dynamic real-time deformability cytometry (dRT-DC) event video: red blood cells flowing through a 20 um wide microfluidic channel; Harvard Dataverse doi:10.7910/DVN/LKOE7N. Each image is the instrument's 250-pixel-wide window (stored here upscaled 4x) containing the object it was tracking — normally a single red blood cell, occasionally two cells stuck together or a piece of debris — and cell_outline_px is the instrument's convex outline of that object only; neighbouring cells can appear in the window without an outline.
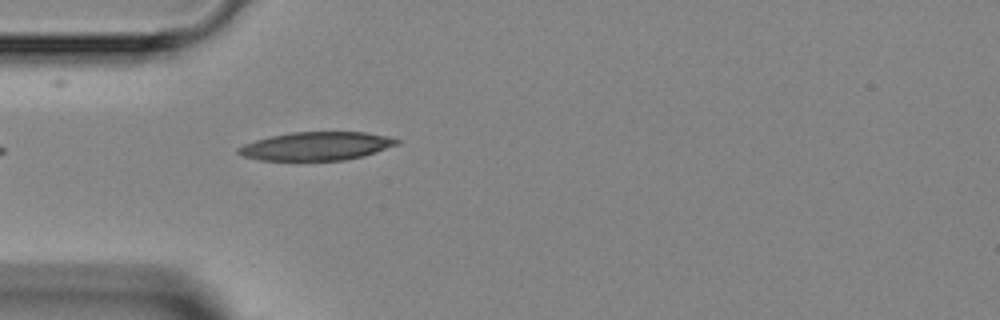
{"species": "Egyptian fruit bat (a non-hibernating species)", "species_latin": "Rousettus aegyptiacus", "temperature_condition": "room temperature", "stored_images_in_passage": 1, "camera_frame_rate_fps": 3000, "um_per_image_px": 0.085, "animal": {"sex": "female"}, "frame": {"image": 1, "passage_image": 1, "time_ms": 0.0, "image_size_px": [1000, 320], "cell_outline_px": [[400, 144], [364, 156], [344, 160], [260, 160], [244, 156], [236, 152], [236, 148], [244, 144], [256, 140], [272, 136], [292, 132], [364, 132], [388, 136], [400, 140]], "centroid_in_image_um": [26.92, 12.42], "position_along_channel_um": 58.1, "area_um2": 26.18}}